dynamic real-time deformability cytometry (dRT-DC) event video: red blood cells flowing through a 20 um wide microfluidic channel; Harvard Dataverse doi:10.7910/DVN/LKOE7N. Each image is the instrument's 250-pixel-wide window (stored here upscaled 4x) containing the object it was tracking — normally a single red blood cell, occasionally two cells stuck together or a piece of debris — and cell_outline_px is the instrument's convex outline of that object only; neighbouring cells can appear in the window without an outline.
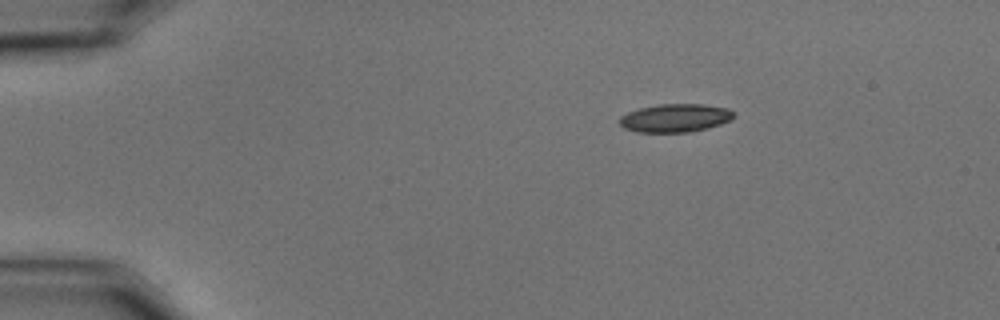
{"species": "common noctule bat (a hibernating species)", "species_latin": "Nyctalus noctula", "temperature_condition": "cold", "stored_images_in_passage": 49, "camera_frame_rate_fps": 3000, "um_per_image_px": 0.085, "animal": {"sex": "male", "body_mass_g": 15.6}, "frame": {"image": 1, "passage_image": 1, "time_ms": 0.0, "image_size_px": [1000, 320], "cell_outline_px": [[736, 116], [732, 120], [708, 128], [688, 132], [636, 132], [624, 128], [616, 120], [620, 116], [628, 112], [640, 108], [660, 104], [704, 104], [728, 108], [736, 112]], "centroid_in_image_um": [57.41, 10.03], "position_along_channel_um": 27.6, "area_um2": 19.07}}
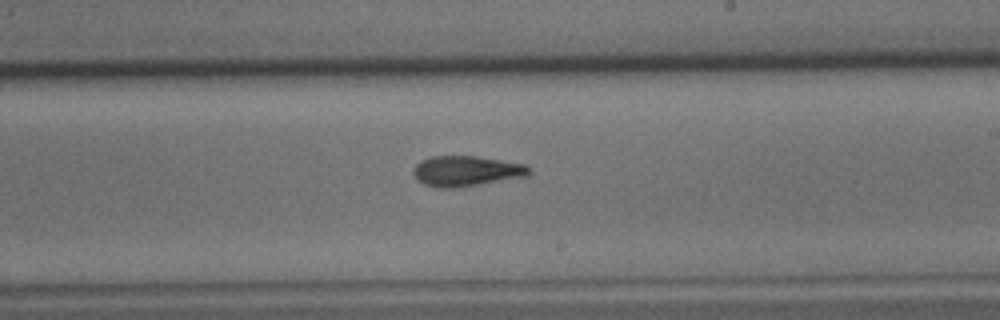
{"frame": {"image": 2, "passage_image": 26, "time_ms": 8.333, "image_size_px": [1000, 320], "cell_outline_px": [[532, 172], [528, 176], [452, 188], [436, 188], [424, 184], [412, 172], [412, 168], [420, 160], [432, 156], [476, 156], [524, 164], [532, 168]], "centroid_in_image_um": [39.63, 14.53], "position_along_channel_um": 249.4, "area_um2": 20.4}}
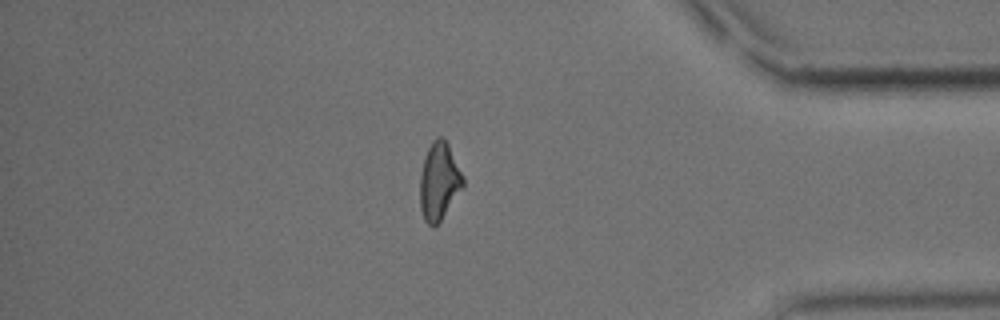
{"frame": {"image": 3, "passage_image": 41, "time_ms": 13.333, "image_size_px": [1000, 320], "cell_outline_px": [[464, 184], [440, 220], [432, 228], [424, 220], [420, 208], [420, 176], [424, 156], [432, 140], [436, 136], [444, 136], [464, 176]], "centroid_in_image_um": [37.3, 15.36], "position_along_channel_um": 397.9, "area_um2": 19.36}, "authors_computed_cell_mechanics": {"area_um2": 19.7098, "velocity_mm_per_s": 3.4965, "shape_relaxation_time_tau1_ms": 4.47, "shape_relaxation_time_tau2_ms": 3.2258, "deformation_change_tau1": 0.1528, "deformation_change_tau2": 0.1181}}